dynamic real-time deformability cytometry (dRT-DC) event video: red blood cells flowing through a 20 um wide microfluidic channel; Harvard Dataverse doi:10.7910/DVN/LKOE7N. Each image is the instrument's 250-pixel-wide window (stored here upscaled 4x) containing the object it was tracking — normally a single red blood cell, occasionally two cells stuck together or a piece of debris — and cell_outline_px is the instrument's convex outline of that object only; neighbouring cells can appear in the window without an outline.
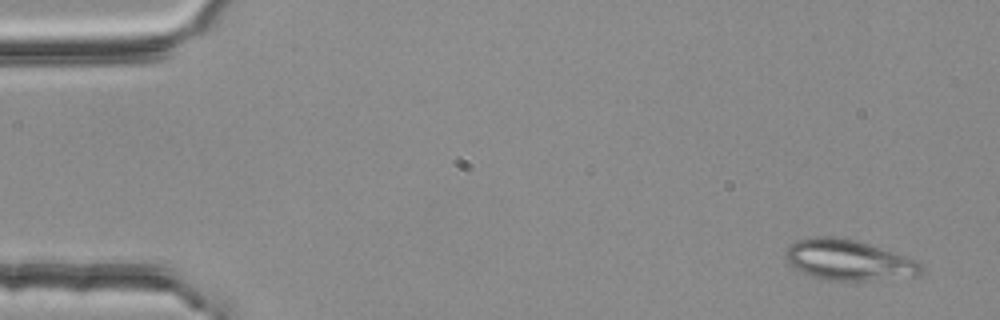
{"species": "common noctule bat (a hibernating species)", "species_latin": "Nyctalus noctula", "temperature_condition": "room temperature", "stored_images_in_passage": 3, "segment_of_instrument_passage": [2, 2], "camera_frame_rate_fps": 3000, "um_per_image_px": 0.085, "animal": {"sex": "female", "body_mass_g": 25.1}, "frame": {"image": 1, "passage_image": 3, "time_ms": 0.667, "image_size_px": [1000, 320], "cell_outline_px": [[924, 272], [916, 276], [868, 280], [820, 280], [788, 264], [784, 256], [784, 252], [788, 244], [796, 240], [812, 236], [832, 236], [856, 240], [920, 260], [924, 264]], "centroid_in_image_um": [72.13, 22.09], "position_along_channel_um": 12.9, "area_um2": 32.54}}